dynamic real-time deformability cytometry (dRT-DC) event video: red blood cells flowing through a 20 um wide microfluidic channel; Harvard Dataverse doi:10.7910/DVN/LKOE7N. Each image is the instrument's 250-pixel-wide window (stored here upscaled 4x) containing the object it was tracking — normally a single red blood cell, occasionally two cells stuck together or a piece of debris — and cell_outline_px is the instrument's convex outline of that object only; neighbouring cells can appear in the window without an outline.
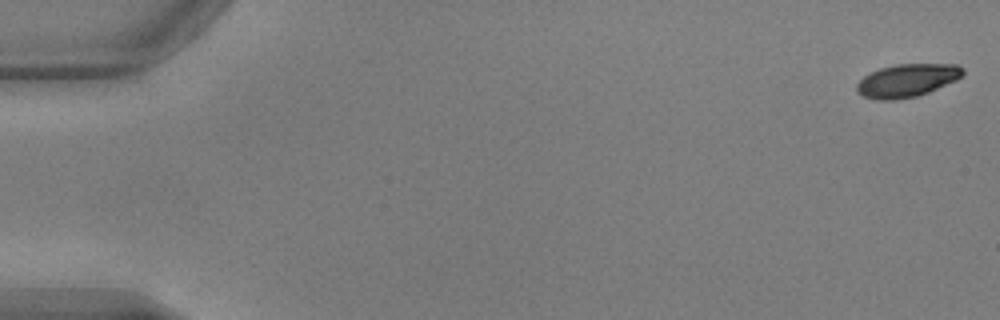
{"species": "common noctule bat (a hibernating species)", "species_latin": "Nyctalus noctula", "temperature_condition": "warm", "stored_images_in_passage": 51, "camera_frame_rate_fps": 3000, "um_per_image_px": 0.085, "animal": {"sex": "male", "body_mass_g": 17.9, "forearm_length_mm": 54.2}, "frame": {"image": 1, "passage_image": 1, "time_ms": 0.0, "image_size_px": [1000, 320], "cell_outline_px": [[964, 76], [956, 80], [928, 92], [916, 96], [896, 100], [876, 100], [864, 96], [856, 92], [856, 84], [864, 76], [880, 68], [896, 64], [956, 64], [964, 68]], "centroid_in_image_um": [77.11, 6.84], "position_along_channel_um": 7.9, "area_um2": 20.46}}
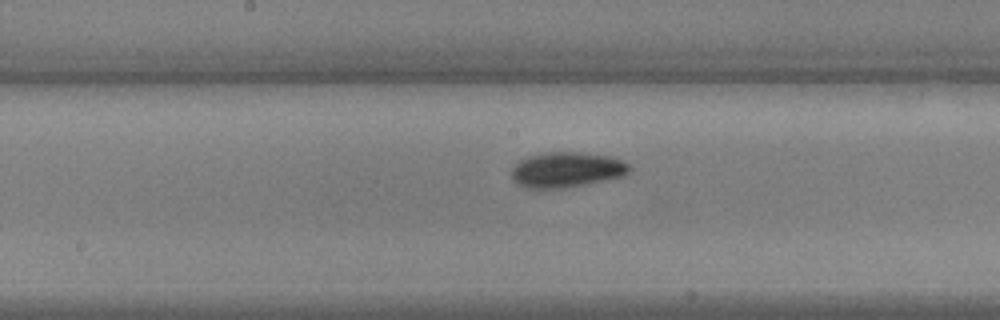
{"frame": {"image": 2, "passage_image": 28, "time_ms": 9.0, "image_size_px": [1000, 320], "cell_outline_px": [[632, 168], [624, 176], [564, 188], [528, 188], [516, 184], [512, 180], [512, 168], [520, 160], [528, 156], [544, 152], [580, 152], [608, 156], [620, 160], [628, 164]], "centroid_in_image_um": [48.13, 14.42], "position_along_channel_um": 200.1, "area_um2": 24.16}}
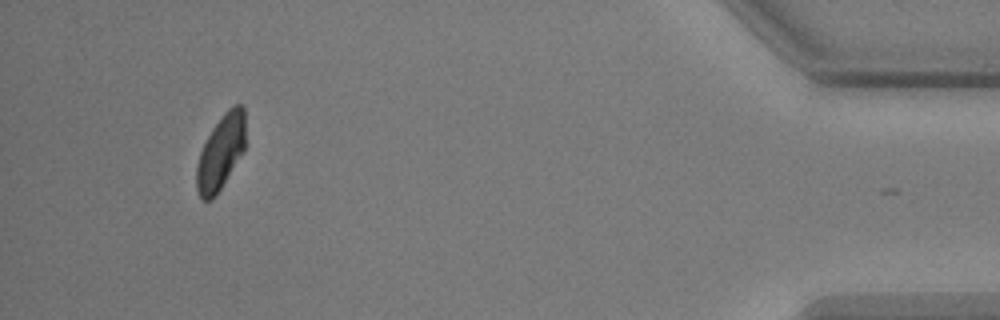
{"frame": {"image": 3, "passage_image": 50, "time_ms": 16.333, "image_size_px": [1000, 320], "cell_outline_px": [[244, 152], [212, 200], [204, 200], [200, 196], [196, 188], [196, 168], [200, 152], [212, 128], [224, 112], [228, 108], [236, 104], [244, 104]], "centroid_in_image_um": [18.76, 12.92], "position_along_channel_um": 416.4, "area_um2": 21.04}, "authors_computed_cell_mechanics": {"area_um2": 22.542, "velocity_mm_per_s": 3.8268, "shape_relaxation_time_tau1_ms": 2.4341, "shape_relaxation_time_tau2_ms": 4.7934, "deformation_change_tau1": 0.103, "deformation_change_tau2": 0.071}}